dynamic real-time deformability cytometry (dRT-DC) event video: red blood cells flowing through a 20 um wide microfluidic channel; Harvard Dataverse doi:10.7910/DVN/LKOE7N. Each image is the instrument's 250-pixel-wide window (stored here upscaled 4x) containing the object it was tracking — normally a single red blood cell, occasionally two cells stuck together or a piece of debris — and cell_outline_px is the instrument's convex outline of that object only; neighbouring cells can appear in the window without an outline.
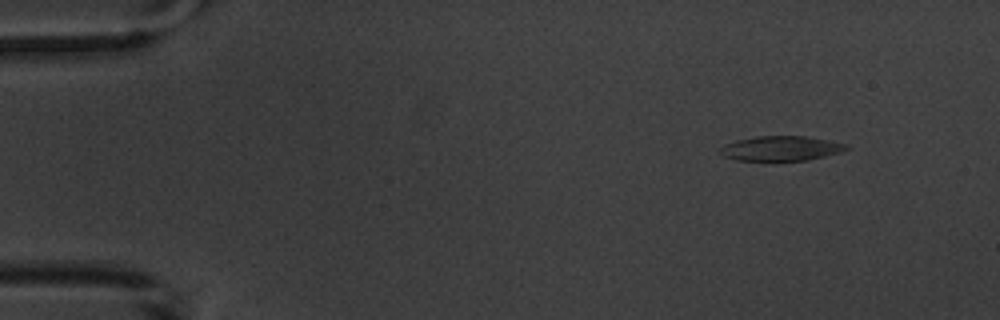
{"species": "common noctule bat (a hibernating species)", "species_latin": "Nyctalus noctula", "temperature_condition": "warm", "stored_images_in_passage": 4, "camera_frame_rate_fps": 3000, "um_per_image_px": 0.085, "animal": {"sex": "male", "body_mass_g": 20.1, "forearm_length_mm": 53.5}, "frame": {"image": 1, "passage_image": 1, "time_ms": 0.0, "image_size_px": [1000, 320], "cell_outline_px": [[852, 148], [840, 152], [808, 160], [736, 160], [724, 156], [720, 152], [720, 148], [736, 140], [756, 136], [808, 136], [848, 144]], "centroid_in_image_um": [66.44, 12.6], "position_along_channel_um": 18.6, "area_um2": 18.09}}
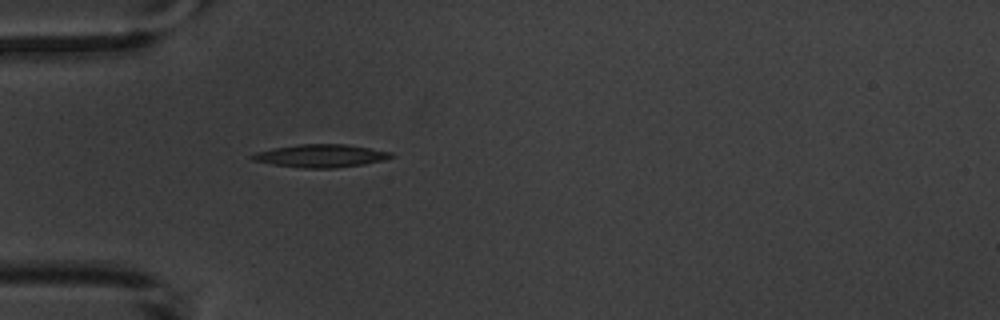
{"frame": {"image": 2, "passage_image": 4, "time_ms": 3.667, "image_size_px": [1000, 320], "cell_outline_px": [[396, 156], [384, 160], [364, 164], [336, 168], [300, 168], [272, 164], [252, 160], [248, 156], [256, 152], [272, 148], [300, 144], [344, 144], [392, 152]], "centroid_in_image_um": [27.25, 13.25], "position_along_channel_um": 57.7, "area_um2": 18.61}}